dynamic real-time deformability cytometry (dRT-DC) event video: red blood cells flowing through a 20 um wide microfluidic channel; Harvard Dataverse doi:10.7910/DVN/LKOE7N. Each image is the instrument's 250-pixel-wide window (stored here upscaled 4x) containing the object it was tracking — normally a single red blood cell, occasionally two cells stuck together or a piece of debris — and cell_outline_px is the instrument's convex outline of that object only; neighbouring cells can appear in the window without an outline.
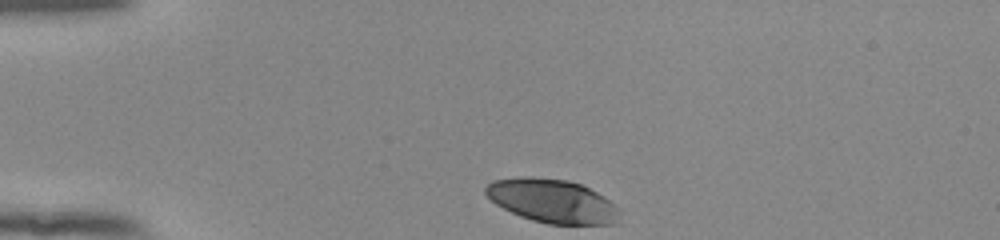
{"species": "human", "species_latin": "Homo sapiens", "temperature_condition": "room temperature", "stored_images_in_passage": 34, "camera_frame_rate_fps": 3000, "um_per_image_px": 0.085, "donor": {"sex": "female"}, "frame": {"image": 1, "passage_image": 1, "time_ms": 0.0, "image_size_px": [1000, 240], "cell_outline_px": [[620, 208], [616, 224], [548, 224], [532, 220], [520, 216], [496, 204], [484, 192], [484, 188], [492, 180], [516, 176], [532, 176], [568, 180], [580, 184], [604, 196]], "centroid_in_image_um": [46.93, 17.07], "position_along_channel_um": 38.1, "area_um2": 34.22}}
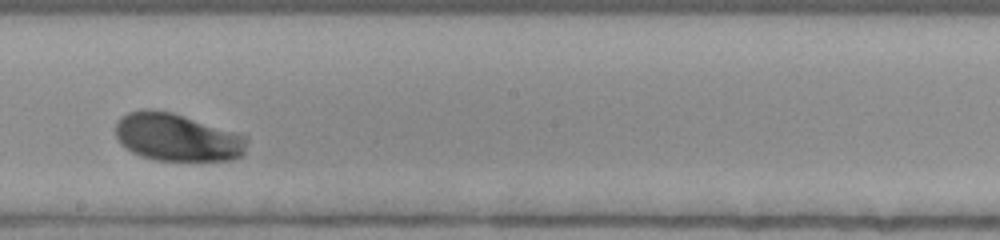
{"frame": {"image": 2, "passage_image": 20, "time_ms": 6.333, "image_size_px": [1000, 240], "cell_outline_px": [[248, 140], [244, 156], [232, 160], [152, 160], [140, 156], [132, 152], [120, 144], [116, 136], [116, 120], [120, 116], [128, 112], [144, 108], [152, 108], [172, 112], [240, 132], [248, 136]], "centroid_in_image_um": [15.08, 11.65], "position_along_channel_um": 233.1, "area_um2": 37.4}}
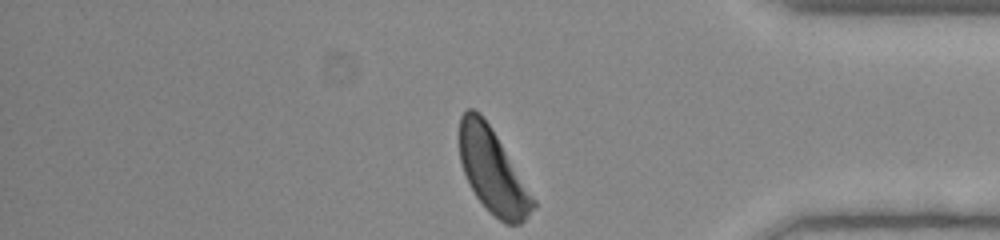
{"frame": {"image": 3, "passage_image": 34, "time_ms": 11.0, "image_size_px": [1000, 240], "cell_outline_px": [[536, 208], [520, 224], [504, 224], [476, 196], [464, 172], [460, 160], [460, 116], [468, 108], [472, 108], [480, 112], [496, 136], [536, 200]], "centroid_in_image_um": [41.89, 14.55], "position_along_channel_um": 393.3, "area_um2": 35.26}, "authors_computed_cell_mechanics": {"area_um2": 36.0094, "velocity_mm_per_s": 3.834, "shape_relaxation_time_tau1_ms": 2.1697, "shape_relaxation_time_tau2_ms": null, "deformation_change_tau1": 0.1371, "deformation_change_tau2": null}}